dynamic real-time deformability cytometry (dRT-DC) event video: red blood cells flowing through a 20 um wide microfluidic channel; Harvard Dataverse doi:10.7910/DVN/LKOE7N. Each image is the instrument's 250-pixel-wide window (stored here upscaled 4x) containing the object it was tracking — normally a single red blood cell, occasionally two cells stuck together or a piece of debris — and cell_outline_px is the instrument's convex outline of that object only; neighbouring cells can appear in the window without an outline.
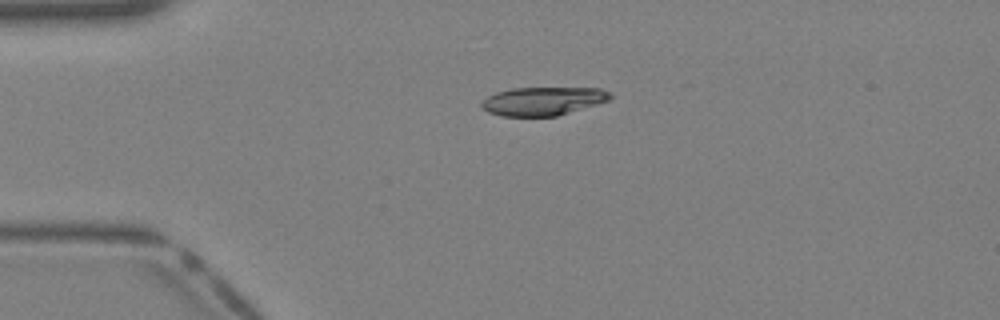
{"species": "Egyptian fruit bat (a non-hibernating species)", "species_latin": "Rousettus aegyptiacus", "temperature_condition": "warm", "stored_images_in_passage": 31, "camera_frame_rate_fps": 3000, "um_per_image_px": 0.085, "animal": {"sex": "female"}, "frame": {"image": 1, "passage_image": 1, "time_ms": 0.0, "image_size_px": [1000, 320], "cell_outline_px": [[612, 96], [608, 100], [596, 104], [556, 116], [500, 116], [488, 112], [480, 104], [488, 96], [496, 92], [512, 88], [600, 88], [612, 92]], "centroid_in_image_um": [46.15, 8.59], "position_along_channel_um": 38.9, "area_um2": 21.15}}
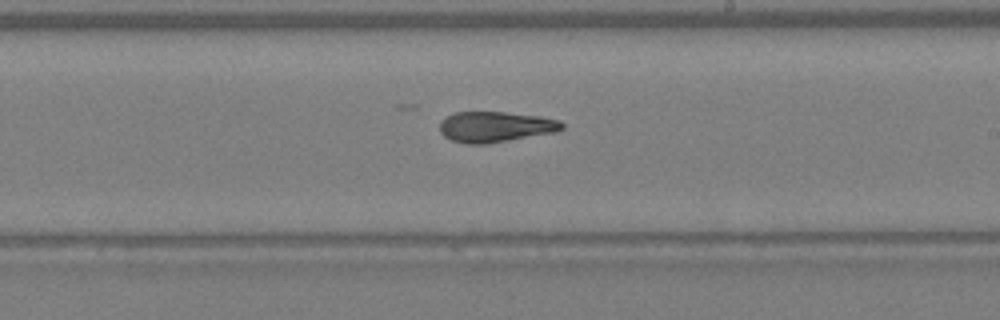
{"frame": {"image": 2, "passage_image": 15, "time_ms": 4.667, "image_size_px": [1000, 320], "cell_outline_px": [[564, 128], [556, 132], [484, 144], [468, 144], [452, 140], [444, 136], [440, 132], [440, 120], [444, 116], [456, 112], [504, 112], [540, 116], [560, 120], [564, 124]], "centroid_in_image_um": [42.09, 10.77], "position_along_channel_um": 246.9, "area_um2": 21.85}}
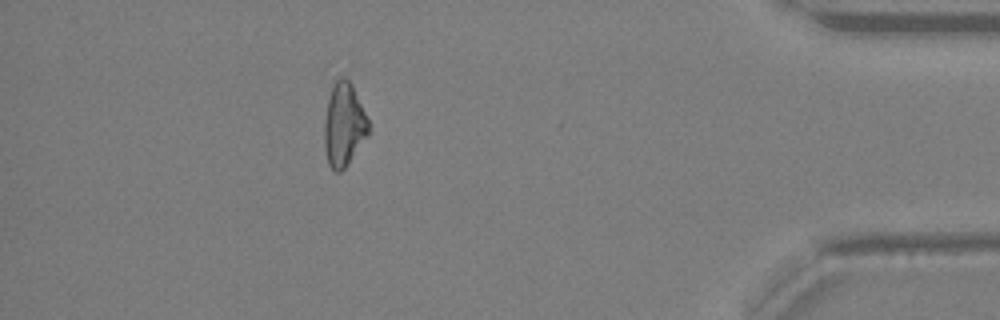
{"frame": {"image": 3, "passage_image": 27, "time_ms": 8.667, "image_size_px": [1000, 320], "cell_outline_px": [[368, 136], [344, 168], [340, 172], [336, 172], [328, 164], [324, 148], [324, 124], [328, 96], [336, 80], [340, 76], [344, 76], [352, 84], [368, 120]], "centroid_in_image_um": [29.21, 10.6], "position_along_channel_um": 406.0, "area_um2": 21.33}}